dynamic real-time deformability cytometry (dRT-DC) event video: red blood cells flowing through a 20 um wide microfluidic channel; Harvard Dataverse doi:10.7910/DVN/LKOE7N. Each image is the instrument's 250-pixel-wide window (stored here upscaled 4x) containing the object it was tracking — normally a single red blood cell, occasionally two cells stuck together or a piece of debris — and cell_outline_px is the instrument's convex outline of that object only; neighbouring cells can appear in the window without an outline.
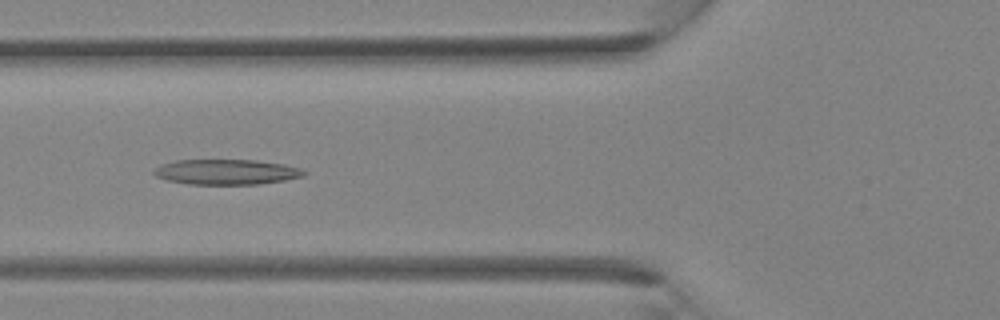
{"species": "Egyptian fruit bat (a non-hibernating species)", "species_latin": "Rousettus aegyptiacus", "temperature_condition": "room temperature", "stored_images_in_passage": 37, "camera_frame_rate_fps": 3000, "um_per_image_px": 0.085, "animal": {"sex": "female"}, "frame": {"image": 1, "passage_image": 14, "time_ms": 4.333, "image_size_px": [1000, 320], "cell_outline_px": [[308, 172], [304, 176], [284, 180], [260, 184], [188, 184], [168, 180], [156, 176], [152, 172], [160, 164], [176, 160], [256, 160], [284, 164], [300, 168]], "centroid_in_image_um": [19.26, 14.61], "position_along_channel_um": 106.5, "area_um2": 22.08}}
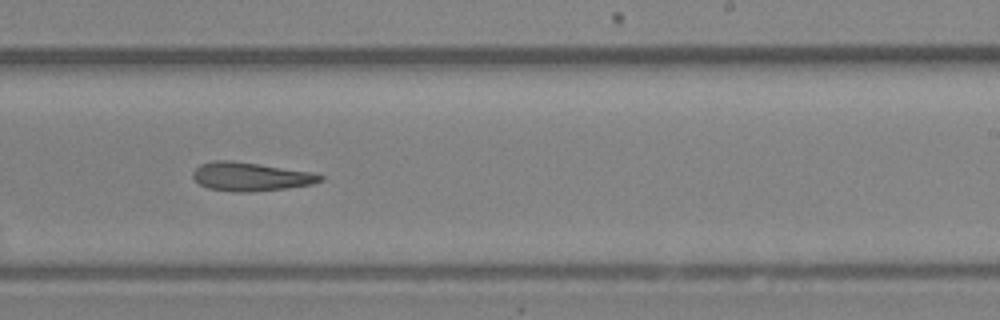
{"frame": {"image": 2, "passage_image": 23, "time_ms": 7.333, "image_size_px": [1000, 320], "cell_outline_px": [[324, 180], [312, 184], [284, 188], [248, 192], [236, 192], [208, 188], [200, 184], [192, 176], [192, 172], [200, 164], [212, 160], [232, 160], [312, 172], [324, 176]], "centroid_in_image_um": [21.28, 15.0], "position_along_channel_um": 267.7, "area_um2": 21.15}}
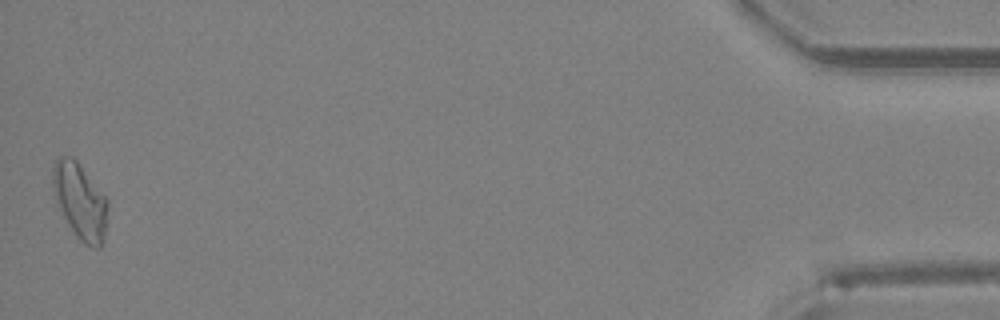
{"frame": {"image": 3, "passage_image": 37, "time_ms": 12.0, "image_size_px": [1000, 320], "cell_outline_px": [[108, 204], [104, 240], [100, 248], [96, 248], [84, 244], [76, 236], [56, 204], [52, 184], [52, 168], [56, 160], [60, 156], [72, 156], [76, 160], [108, 200]], "centroid_in_image_um": [6.79, 17.1], "position_along_channel_um": 428.4, "area_um2": 24.22}}